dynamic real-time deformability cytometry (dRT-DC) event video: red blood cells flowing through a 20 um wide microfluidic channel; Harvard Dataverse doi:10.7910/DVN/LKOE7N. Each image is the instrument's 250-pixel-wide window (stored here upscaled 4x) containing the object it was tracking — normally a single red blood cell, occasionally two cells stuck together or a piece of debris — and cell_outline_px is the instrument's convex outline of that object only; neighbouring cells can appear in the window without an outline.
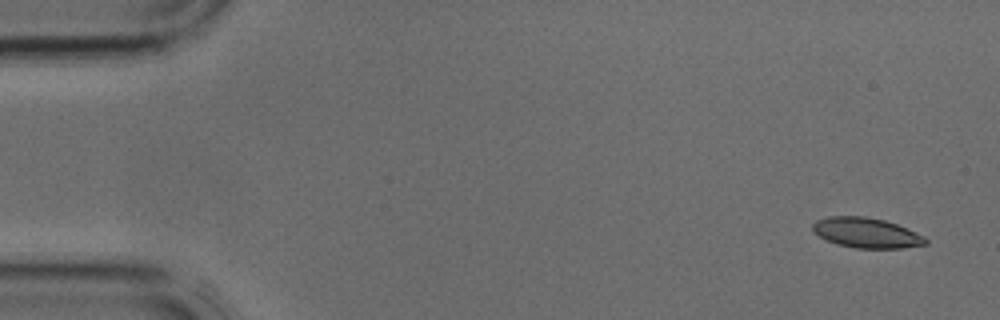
{"species": "common noctule bat (a hibernating species)", "species_latin": "Nyctalus noctula", "temperature_condition": "cold", "stored_images_in_passage": 4, "camera_frame_rate_fps": 3000, "um_per_image_px": 0.085, "animal": {"sex": "male", "body_mass_g": 17.9, "forearm_length_mm": 54.2}, "frame": {"image": 1, "passage_image": 1, "time_ms": 0.0, "image_size_px": [1000, 320], "cell_outline_px": [[928, 244], [900, 248], [856, 248], [836, 244], [820, 236], [812, 228], [812, 224], [816, 220], [828, 216], [864, 216], [884, 220], [896, 224], [924, 236], [928, 240]], "centroid_in_image_um": [73.65, 19.78], "position_along_channel_um": 11.4, "area_um2": 19.65}}
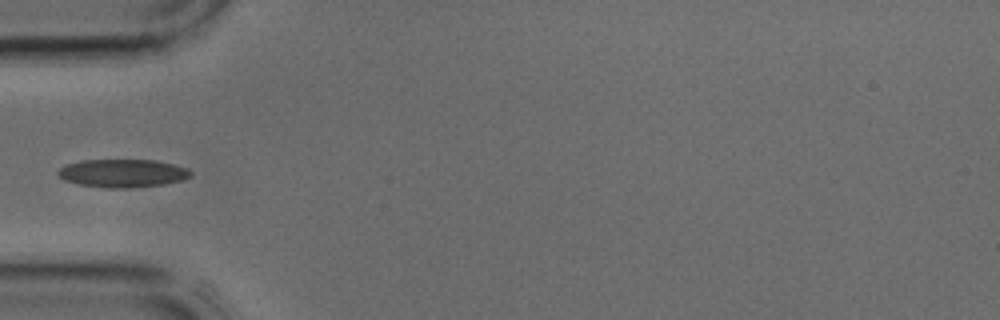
{"frame": {"image": 2, "passage_image": 4, "time_ms": 1.0, "image_size_px": [1000, 320], "cell_outline_px": [[192, 176], [184, 180], [164, 184], [128, 188], [104, 188], [80, 184], [64, 180], [56, 172], [60, 168], [68, 164], [80, 160], [156, 160], [188, 168], [192, 172]], "centroid_in_image_um": [10.46, 14.72], "position_along_channel_um": 74.5, "area_um2": 21.79}}